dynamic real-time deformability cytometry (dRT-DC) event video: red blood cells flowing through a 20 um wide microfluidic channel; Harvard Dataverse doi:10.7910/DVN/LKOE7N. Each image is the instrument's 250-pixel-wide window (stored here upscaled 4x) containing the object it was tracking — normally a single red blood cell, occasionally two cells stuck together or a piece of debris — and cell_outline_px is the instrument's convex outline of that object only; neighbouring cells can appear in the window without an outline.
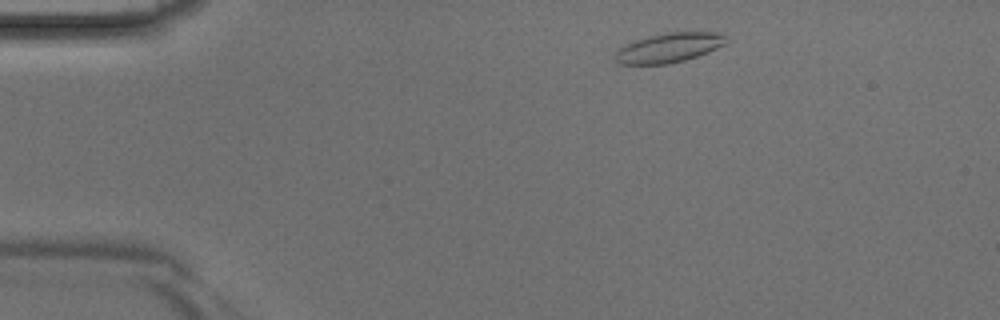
{"species": "Egyptian fruit bat (a non-hibernating species)", "species_latin": "Rousettus aegyptiacus", "temperature_condition": "room temperature", "stored_images_in_passage": 39, "camera_frame_rate_fps": 3000, "um_per_image_px": 0.085, "animal": {"sex": "male"}, "frame": {"image": 1, "passage_image": 3, "time_ms": 0.667, "image_size_px": [1000, 320], "cell_outline_px": [[728, 40], [724, 44], [708, 52], [684, 60], [668, 64], [620, 64], [616, 60], [616, 52], [620, 48], [636, 40], [648, 36], [668, 32], [716, 32], [728, 36]], "centroid_in_image_um": [56.9, 4.05], "position_along_channel_um": 28.1, "area_um2": 18.84}}
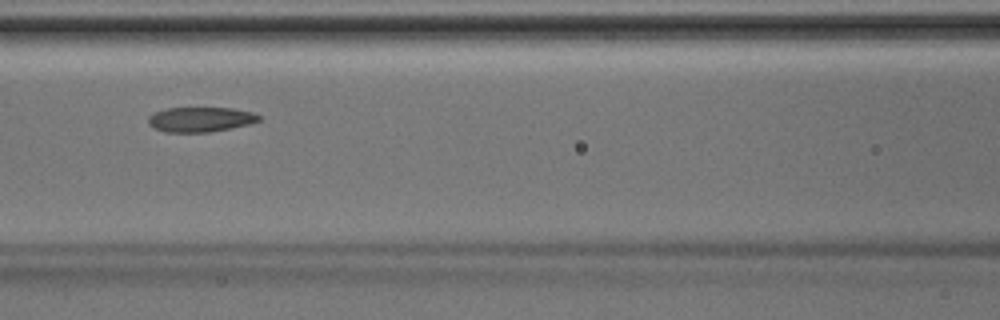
{"frame": {"image": 2, "passage_image": 15, "time_ms": 4.667, "image_size_px": [1000, 320], "cell_outline_px": [[260, 120], [248, 124], [208, 132], [168, 132], [156, 128], [148, 124], [148, 116], [156, 112], [168, 108], [232, 108], [252, 112], [260, 116]], "centroid_in_image_um": [17.03, 10.14], "position_along_channel_um": 149.6, "area_um2": 15.72}}
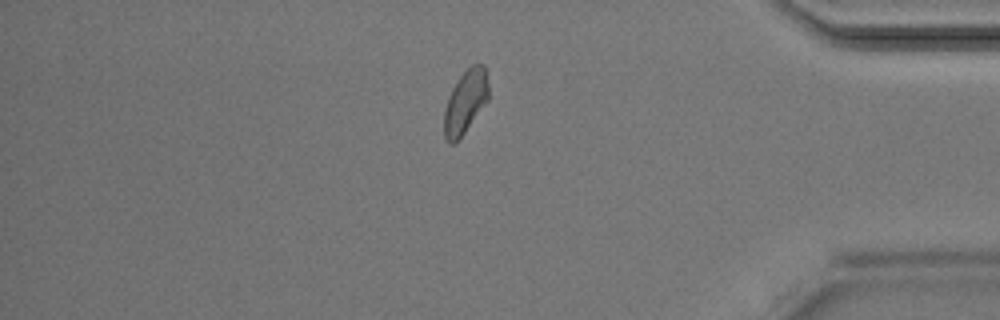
{"frame": {"image": 3, "passage_image": 33, "time_ms": 10.667, "image_size_px": [1000, 320], "cell_outline_px": [[488, 100], [456, 144], [448, 144], [444, 140], [444, 112], [448, 96], [452, 88], [460, 76], [476, 60], [484, 64], [488, 84]], "centroid_in_image_um": [39.55, 8.67], "position_along_channel_um": 395.7, "area_um2": 16.65}}